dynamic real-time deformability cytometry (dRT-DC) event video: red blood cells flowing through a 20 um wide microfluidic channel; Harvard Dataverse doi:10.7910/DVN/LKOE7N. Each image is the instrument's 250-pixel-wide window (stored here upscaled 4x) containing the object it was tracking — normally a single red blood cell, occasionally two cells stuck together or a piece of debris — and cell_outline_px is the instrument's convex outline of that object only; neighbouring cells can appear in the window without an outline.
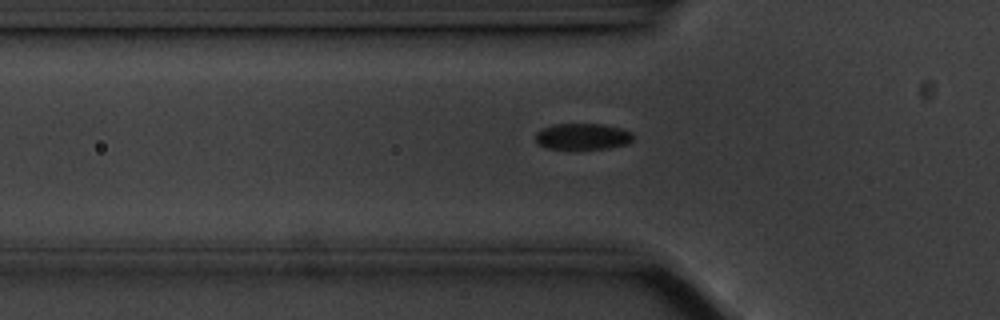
{"species": "common noctule bat (a hibernating species)", "species_latin": "Nyctalus noctula", "temperature_condition": "cold", "stored_images_in_passage": 39, "camera_frame_rate_fps": 3000, "um_per_image_px": 0.085, "animal": {"sex": "male", "body_mass_g": 20.1, "forearm_length_mm": 53.5}, "frame": {"image": 1, "passage_image": 6, "time_ms": 1.667, "image_size_px": [1000, 320], "cell_outline_px": [[632, 140], [628, 144], [608, 148], [548, 148], [536, 144], [536, 132], [540, 128], [552, 124], [604, 124], [620, 128], [632, 132]], "centroid_in_image_um": [49.49, 11.58], "position_along_channel_um": 76.3, "area_um2": 14.91}}